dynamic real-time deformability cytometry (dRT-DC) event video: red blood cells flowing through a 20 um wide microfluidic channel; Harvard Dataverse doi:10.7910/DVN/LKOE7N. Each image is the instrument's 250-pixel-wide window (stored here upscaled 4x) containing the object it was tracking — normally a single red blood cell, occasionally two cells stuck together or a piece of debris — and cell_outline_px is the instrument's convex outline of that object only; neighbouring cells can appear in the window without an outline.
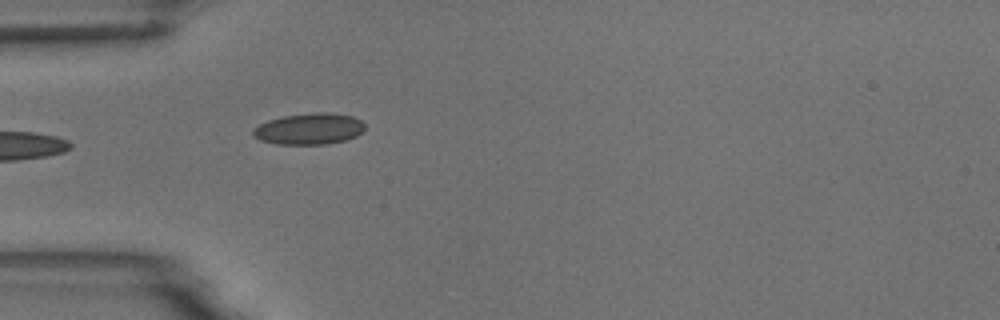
{"species": "common noctule bat (a hibernating species)", "species_latin": "Nyctalus noctula", "temperature_condition": "room temperature", "stored_images_in_passage": 5, "camera_frame_rate_fps": 3000, "um_per_image_px": 0.085, "animal": {"sex": "male", "body_mass_g": 18.8}, "frame": {"image": 1, "passage_image": 5, "time_ms": 5.333, "image_size_px": [1000, 320], "cell_outline_px": [[364, 128], [356, 136], [348, 140], [324, 144], [276, 144], [260, 140], [252, 136], [252, 128], [268, 120], [284, 116], [312, 112], [328, 112], [352, 116], [360, 120], [364, 124]], "centroid_in_image_um": [26.25, 10.95], "position_along_channel_um": 58.8, "area_um2": 20.46}}